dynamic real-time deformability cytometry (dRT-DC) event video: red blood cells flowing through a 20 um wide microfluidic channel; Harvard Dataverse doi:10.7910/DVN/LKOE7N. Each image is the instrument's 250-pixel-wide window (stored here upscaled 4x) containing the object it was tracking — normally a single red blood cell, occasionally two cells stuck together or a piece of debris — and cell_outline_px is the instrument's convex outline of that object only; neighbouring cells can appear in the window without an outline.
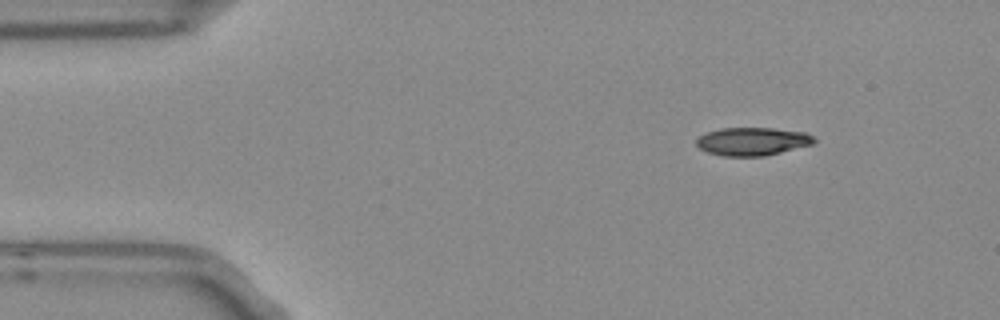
{"species": "Egyptian fruit bat (a non-hibernating species)", "species_latin": "Rousettus aegyptiacus", "temperature_condition": "room temperature", "stored_images_in_passage": 3, "camera_frame_rate_fps": 3000, "um_per_image_px": 0.085, "frame": {"image": 1, "passage_image": 1, "time_ms": 0.0, "image_size_px": [1000, 320], "cell_outline_px": [[816, 144], [764, 156], [724, 156], [708, 152], [700, 148], [696, 144], [696, 140], [700, 136], [708, 132], [720, 128], [772, 128], [804, 132], [812, 136], [816, 140]], "centroid_in_image_um": [63.99, 12.02], "position_along_channel_um": 21.0, "area_um2": 19.25}}